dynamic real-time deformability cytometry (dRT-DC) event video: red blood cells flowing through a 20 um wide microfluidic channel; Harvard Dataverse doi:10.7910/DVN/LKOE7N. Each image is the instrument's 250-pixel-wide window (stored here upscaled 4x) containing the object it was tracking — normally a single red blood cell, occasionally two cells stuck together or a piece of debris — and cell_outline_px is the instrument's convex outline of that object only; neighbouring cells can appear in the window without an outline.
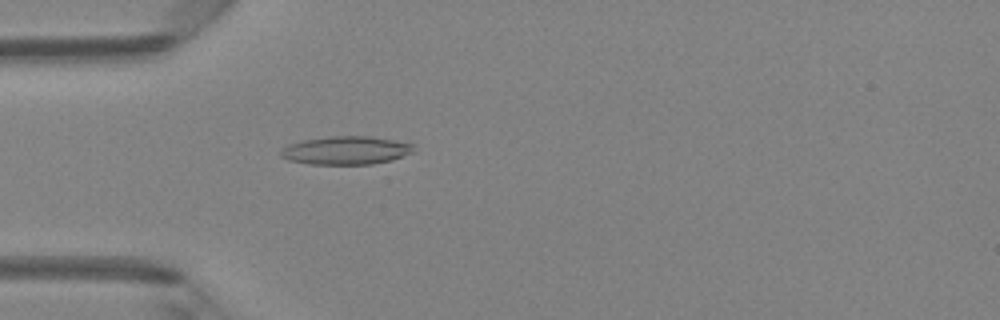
{"species": "Egyptian fruit bat (a non-hibernating species)", "species_latin": "Rousettus aegyptiacus", "temperature_condition": "room temperature", "stored_images_in_passage": 49, "camera_frame_rate_fps": 3000, "um_per_image_px": 0.085, "animal": {"sex": "female"}, "frame": {"image": 1, "passage_image": 15, "time_ms": 4.667, "image_size_px": [1000, 320], "cell_outline_px": [[416, 152], [392, 160], [372, 164], [308, 164], [288, 160], [280, 156], [280, 152], [288, 144], [304, 140], [332, 136], [372, 136], [412, 144]], "centroid_in_image_um": [29.43, 12.79], "position_along_channel_um": 55.6, "area_um2": 21.91}}
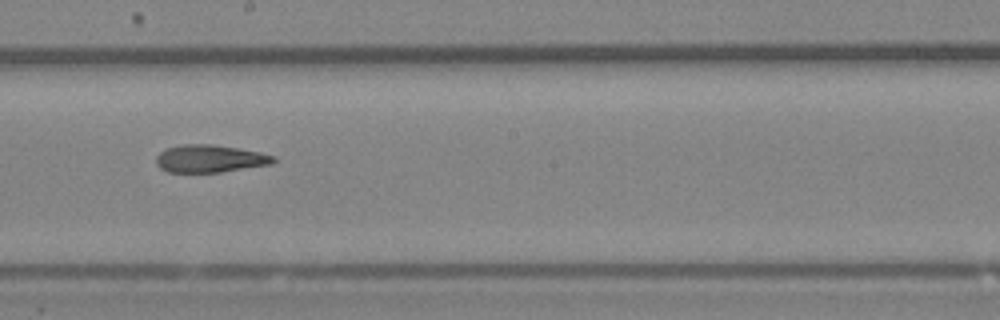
{"frame": {"image": 2, "passage_image": 28, "time_ms": 9.0, "image_size_px": [1000, 320], "cell_outline_px": [[276, 160], [272, 164], [220, 172], [168, 172], [160, 168], [156, 164], [156, 156], [160, 152], [168, 148], [184, 144], [212, 144], [260, 152], [276, 156]], "centroid_in_image_um": [17.85, 13.49], "position_along_channel_um": 230.4, "area_um2": 18.79}}
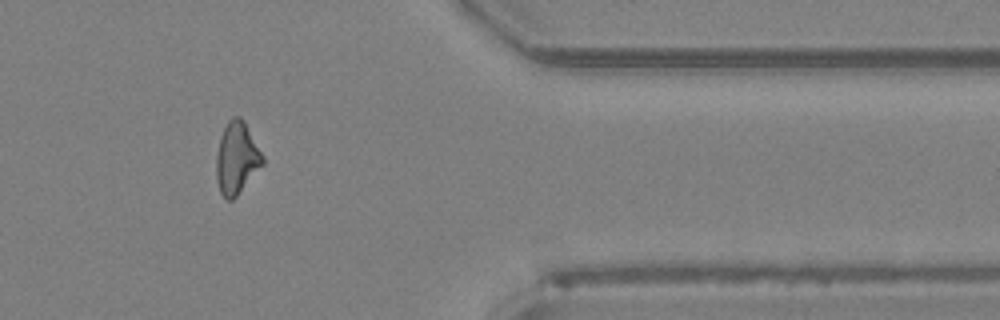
{"frame": {"image": 3, "passage_image": 41, "time_ms": 13.333, "image_size_px": [1000, 320], "cell_outline_px": [[264, 164], [236, 196], [232, 200], [228, 200], [220, 192], [216, 180], [216, 156], [220, 136], [228, 120], [232, 116], [240, 116], [244, 120], [264, 156]], "centroid_in_image_um": [20.12, 13.41], "position_along_channel_um": 391.3, "area_um2": 19.54}, "authors_computed_cell_mechanics": {"area_um2": 19.5364, "velocity_mm_per_s": 4.1877, "shape_relaxation_time_tau1_ms": null, "shape_relaxation_time_tau2_ms": 7.0927, "deformation_change_tau1": null, "deformation_change_tau2": 0.2062}}